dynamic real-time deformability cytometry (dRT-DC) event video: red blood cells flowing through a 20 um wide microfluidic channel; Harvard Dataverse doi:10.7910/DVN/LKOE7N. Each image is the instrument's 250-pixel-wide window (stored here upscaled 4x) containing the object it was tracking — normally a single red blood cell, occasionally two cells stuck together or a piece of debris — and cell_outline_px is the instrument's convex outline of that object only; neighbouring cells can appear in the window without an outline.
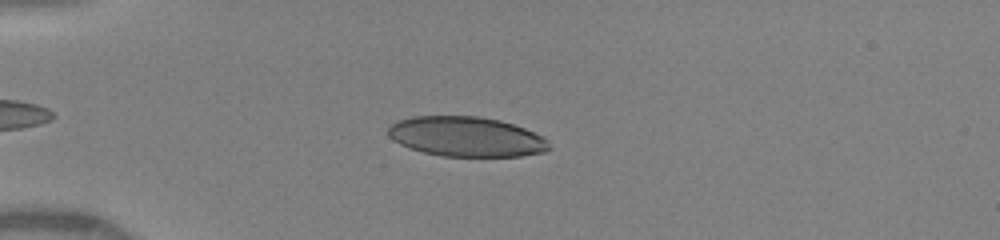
{"species": "human", "species_latin": "Homo sapiens", "temperature_condition": "warm", "stored_images_in_passage": 35, "camera_frame_rate_fps": 3000, "um_per_image_px": 0.085, "donor": {"sex": "female"}, "frame": {"image": 1, "passage_image": 5, "time_ms": 2.0, "image_size_px": [1000, 240], "cell_outline_px": [[552, 148], [544, 152], [520, 156], [440, 156], [424, 152], [400, 144], [392, 140], [388, 136], [388, 128], [396, 120], [412, 116], [480, 116], [500, 120], [524, 128], [544, 136], [548, 140]], "centroid_in_image_um": [39.65, 11.61], "position_along_channel_um": 45.4, "area_um2": 37.63}}
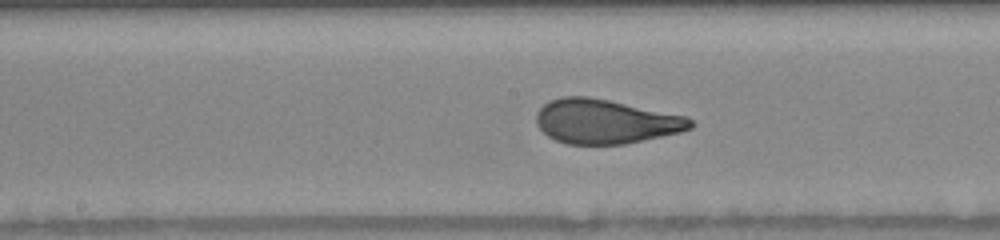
{"frame": {"image": 2, "passage_image": 14, "time_ms": 6.333, "image_size_px": [1000, 240], "cell_outline_px": [[696, 124], [692, 128], [680, 132], [624, 144], [568, 144], [556, 140], [548, 136], [536, 124], [536, 112], [548, 100], [560, 96], [588, 96], [688, 116]], "centroid_in_image_um": [51.46, 10.31], "position_along_channel_um": 196.7, "area_um2": 39.94}}
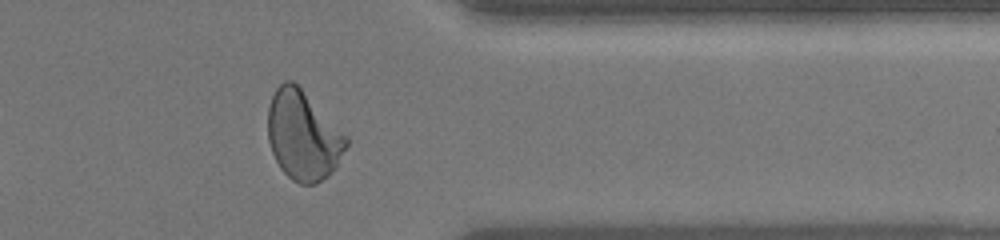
{"frame": {"image": 3, "passage_image": 29, "time_ms": 11.0, "image_size_px": [1000, 240], "cell_outline_px": [[348, 144], [332, 172], [328, 176], [316, 184], [300, 184], [292, 180], [280, 168], [272, 152], [268, 140], [268, 108], [272, 96], [276, 88], [284, 80], [292, 80], [348, 136]], "centroid_in_image_um": [25.75, 11.53], "position_along_channel_um": 385.6, "area_um2": 40.46}, "authors_computed_cell_mechanics": {"area_um2": 39.8242, "velocity_mm_per_s": 4.1722, "shape_relaxation_time_tau1_ms": 4.5087, "shape_relaxation_time_tau2_ms": null, "deformation_change_tau1": 0.1939, "deformation_change_tau2": null}}